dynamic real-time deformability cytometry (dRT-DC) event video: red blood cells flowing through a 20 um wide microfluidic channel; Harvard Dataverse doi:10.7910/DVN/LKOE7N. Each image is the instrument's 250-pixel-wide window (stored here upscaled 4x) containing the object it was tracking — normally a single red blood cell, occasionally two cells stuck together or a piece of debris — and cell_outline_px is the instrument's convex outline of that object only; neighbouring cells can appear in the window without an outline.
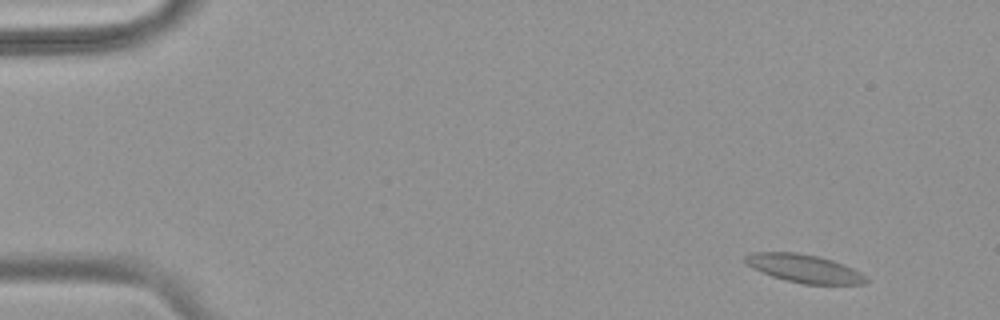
{"species": "common noctule bat (a hibernating species)", "species_latin": "Nyctalus noctula", "temperature_condition": "warm", "stored_images_in_passage": 57, "camera_frame_rate_fps": 3000, "um_per_image_px": 0.085, "animal": {"sex": "female", "body_mass_g": 18.4}, "frame": {"image": 1, "passage_image": 5, "time_ms": 1.333, "image_size_px": [1000, 320], "cell_outline_px": [[868, 280], [860, 284], [804, 284], [772, 276], [748, 264], [744, 260], [744, 256], [752, 252], [796, 252], [820, 256], [844, 264], [860, 272]], "centroid_in_image_um": [68.37, 22.8], "position_along_channel_um": 16.6, "area_um2": 19.48}}
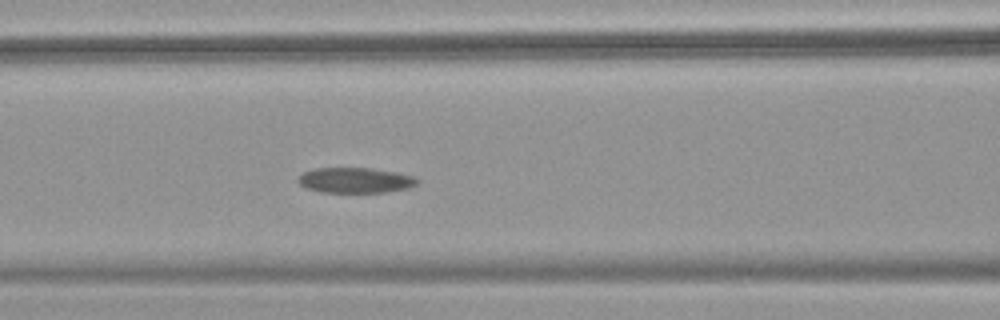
{"frame": {"image": 2, "passage_image": 25, "time_ms": 8.0, "image_size_px": [1000, 320], "cell_outline_px": [[420, 180], [416, 184], [408, 188], [384, 192], [320, 192], [308, 188], [300, 184], [296, 180], [304, 172], [316, 168], [372, 168], [396, 172], [416, 176]], "centroid_in_image_um": [30.23, 15.31], "position_along_channel_um": 136.4, "area_um2": 17.57}}
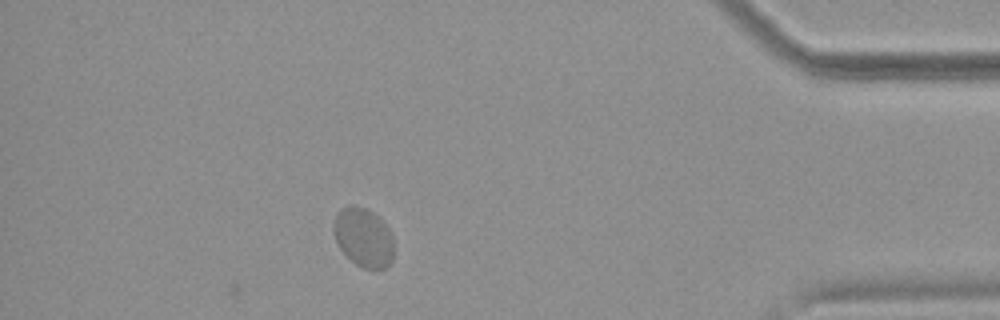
{"frame": {"image": 3, "passage_image": 51, "time_ms": 16.667, "image_size_px": [1000, 320], "cell_outline_px": [[392, 260], [384, 268], [364, 268], [356, 264], [336, 244], [332, 232], [332, 224], [340, 208], [352, 204], [368, 208], [380, 216], [388, 228], [392, 236]], "centroid_in_image_um": [30.86, 20.12], "position_along_channel_um": 404.3, "area_um2": 20.87}}